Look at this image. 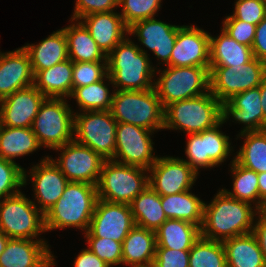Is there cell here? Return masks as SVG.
Listing matches in <instances>:
<instances>
[{
	"mask_svg": "<svg viewBox=\"0 0 266 267\" xmlns=\"http://www.w3.org/2000/svg\"><path fill=\"white\" fill-rule=\"evenodd\" d=\"M162 0H119L123 22L127 27L133 23L154 18L161 7Z\"/></svg>",
	"mask_w": 266,
	"mask_h": 267,
	"instance_id": "f35d334b",
	"label": "cell"
},
{
	"mask_svg": "<svg viewBox=\"0 0 266 267\" xmlns=\"http://www.w3.org/2000/svg\"><path fill=\"white\" fill-rule=\"evenodd\" d=\"M65 98H46L36 115L32 131L41 147L56 149L74 139V111Z\"/></svg>",
	"mask_w": 266,
	"mask_h": 267,
	"instance_id": "ba28073f",
	"label": "cell"
},
{
	"mask_svg": "<svg viewBox=\"0 0 266 267\" xmlns=\"http://www.w3.org/2000/svg\"><path fill=\"white\" fill-rule=\"evenodd\" d=\"M117 121L110 110L85 111L74 114V140L113 160L116 149Z\"/></svg>",
	"mask_w": 266,
	"mask_h": 267,
	"instance_id": "30bf717a",
	"label": "cell"
},
{
	"mask_svg": "<svg viewBox=\"0 0 266 267\" xmlns=\"http://www.w3.org/2000/svg\"><path fill=\"white\" fill-rule=\"evenodd\" d=\"M239 137H245L243 146L234 160L243 167L257 173L266 172V130L243 132Z\"/></svg>",
	"mask_w": 266,
	"mask_h": 267,
	"instance_id": "e575fe53",
	"label": "cell"
},
{
	"mask_svg": "<svg viewBox=\"0 0 266 267\" xmlns=\"http://www.w3.org/2000/svg\"><path fill=\"white\" fill-rule=\"evenodd\" d=\"M222 29L238 43L252 47L256 25L236 18H225Z\"/></svg>",
	"mask_w": 266,
	"mask_h": 267,
	"instance_id": "ee69618b",
	"label": "cell"
},
{
	"mask_svg": "<svg viewBox=\"0 0 266 267\" xmlns=\"http://www.w3.org/2000/svg\"><path fill=\"white\" fill-rule=\"evenodd\" d=\"M231 173L233 174V190L222 188L234 199L252 204L260 211L259 179L258 173L238 164L233 157L231 162Z\"/></svg>",
	"mask_w": 266,
	"mask_h": 267,
	"instance_id": "8d00e7d4",
	"label": "cell"
},
{
	"mask_svg": "<svg viewBox=\"0 0 266 267\" xmlns=\"http://www.w3.org/2000/svg\"><path fill=\"white\" fill-rule=\"evenodd\" d=\"M157 247L174 250H190L200 237V228L190 222L167 219L155 231Z\"/></svg>",
	"mask_w": 266,
	"mask_h": 267,
	"instance_id": "4dcf8cb0",
	"label": "cell"
},
{
	"mask_svg": "<svg viewBox=\"0 0 266 267\" xmlns=\"http://www.w3.org/2000/svg\"><path fill=\"white\" fill-rule=\"evenodd\" d=\"M222 121V104L211 93L170 103L164 108L163 129L187 134L214 128Z\"/></svg>",
	"mask_w": 266,
	"mask_h": 267,
	"instance_id": "277c9868",
	"label": "cell"
},
{
	"mask_svg": "<svg viewBox=\"0 0 266 267\" xmlns=\"http://www.w3.org/2000/svg\"><path fill=\"white\" fill-rule=\"evenodd\" d=\"M204 204L205 202L190 190L161 196V205L167 219L184 220L199 228L203 222Z\"/></svg>",
	"mask_w": 266,
	"mask_h": 267,
	"instance_id": "1f68e13d",
	"label": "cell"
},
{
	"mask_svg": "<svg viewBox=\"0 0 266 267\" xmlns=\"http://www.w3.org/2000/svg\"><path fill=\"white\" fill-rule=\"evenodd\" d=\"M260 88L261 105L263 108V130H266V74L262 80Z\"/></svg>",
	"mask_w": 266,
	"mask_h": 267,
	"instance_id": "816d5d0a",
	"label": "cell"
},
{
	"mask_svg": "<svg viewBox=\"0 0 266 267\" xmlns=\"http://www.w3.org/2000/svg\"><path fill=\"white\" fill-rule=\"evenodd\" d=\"M149 267H156L153 263Z\"/></svg>",
	"mask_w": 266,
	"mask_h": 267,
	"instance_id": "11a10c76",
	"label": "cell"
},
{
	"mask_svg": "<svg viewBox=\"0 0 266 267\" xmlns=\"http://www.w3.org/2000/svg\"><path fill=\"white\" fill-rule=\"evenodd\" d=\"M227 267H266V261L255 235L235 236L222 242Z\"/></svg>",
	"mask_w": 266,
	"mask_h": 267,
	"instance_id": "f546056e",
	"label": "cell"
},
{
	"mask_svg": "<svg viewBox=\"0 0 266 267\" xmlns=\"http://www.w3.org/2000/svg\"><path fill=\"white\" fill-rule=\"evenodd\" d=\"M73 24L65 26L68 56L73 62L107 61V56L91 37L89 30L80 20H70ZM75 21V23H74Z\"/></svg>",
	"mask_w": 266,
	"mask_h": 267,
	"instance_id": "83f0119b",
	"label": "cell"
},
{
	"mask_svg": "<svg viewBox=\"0 0 266 267\" xmlns=\"http://www.w3.org/2000/svg\"><path fill=\"white\" fill-rule=\"evenodd\" d=\"M40 148L32 128L0 125V158L15 162L16 157L28 155Z\"/></svg>",
	"mask_w": 266,
	"mask_h": 267,
	"instance_id": "836d02e7",
	"label": "cell"
},
{
	"mask_svg": "<svg viewBox=\"0 0 266 267\" xmlns=\"http://www.w3.org/2000/svg\"><path fill=\"white\" fill-rule=\"evenodd\" d=\"M135 224L156 231L167 216L161 205V196L151 187H147L129 204Z\"/></svg>",
	"mask_w": 266,
	"mask_h": 267,
	"instance_id": "d6a6232c",
	"label": "cell"
},
{
	"mask_svg": "<svg viewBox=\"0 0 266 267\" xmlns=\"http://www.w3.org/2000/svg\"><path fill=\"white\" fill-rule=\"evenodd\" d=\"M258 213L252 204L234 199L221 189L208 205L204 204L200 236L223 242L251 233Z\"/></svg>",
	"mask_w": 266,
	"mask_h": 267,
	"instance_id": "6da1fadb",
	"label": "cell"
},
{
	"mask_svg": "<svg viewBox=\"0 0 266 267\" xmlns=\"http://www.w3.org/2000/svg\"><path fill=\"white\" fill-rule=\"evenodd\" d=\"M147 51L126 37L107 55V74L114 90H148L156 68L151 65ZM117 88V89H116Z\"/></svg>",
	"mask_w": 266,
	"mask_h": 267,
	"instance_id": "7a4b0ae2",
	"label": "cell"
},
{
	"mask_svg": "<svg viewBox=\"0 0 266 267\" xmlns=\"http://www.w3.org/2000/svg\"><path fill=\"white\" fill-rule=\"evenodd\" d=\"M153 264L156 267H189V250L156 248Z\"/></svg>",
	"mask_w": 266,
	"mask_h": 267,
	"instance_id": "bcb514c9",
	"label": "cell"
},
{
	"mask_svg": "<svg viewBox=\"0 0 266 267\" xmlns=\"http://www.w3.org/2000/svg\"><path fill=\"white\" fill-rule=\"evenodd\" d=\"M153 133L154 131L140 126L117 123L116 149L113 160L148 170L158 158L153 154L154 143L151 139Z\"/></svg>",
	"mask_w": 266,
	"mask_h": 267,
	"instance_id": "5bb4252c",
	"label": "cell"
},
{
	"mask_svg": "<svg viewBox=\"0 0 266 267\" xmlns=\"http://www.w3.org/2000/svg\"><path fill=\"white\" fill-rule=\"evenodd\" d=\"M251 48L254 58L266 63V17L256 26Z\"/></svg>",
	"mask_w": 266,
	"mask_h": 267,
	"instance_id": "7dc6e473",
	"label": "cell"
},
{
	"mask_svg": "<svg viewBox=\"0 0 266 267\" xmlns=\"http://www.w3.org/2000/svg\"><path fill=\"white\" fill-rule=\"evenodd\" d=\"M252 233L258 241L266 261V218L260 212L258 213L257 221L254 223Z\"/></svg>",
	"mask_w": 266,
	"mask_h": 267,
	"instance_id": "681fc988",
	"label": "cell"
},
{
	"mask_svg": "<svg viewBox=\"0 0 266 267\" xmlns=\"http://www.w3.org/2000/svg\"><path fill=\"white\" fill-rule=\"evenodd\" d=\"M40 163L30 168L29 175L24 169V187L30 176L34 189V201L37 208L45 214L61 197L69 183L65 175L49 156L40 159Z\"/></svg>",
	"mask_w": 266,
	"mask_h": 267,
	"instance_id": "e0dca14e",
	"label": "cell"
},
{
	"mask_svg": "<svg viewBox=\"0 0 266 267\" xmlns=\"http://www.w3.org/2000/svg\"><path fill=\"white\" fill-rule=\"evenodd\" d=\"M155 231L135 225L122 242V264L149 267L156 254Z\"/></svg>",
	"mask_w": 266,
	"mask_h": 267,
	"instance_id": "d4e9b609",
	"label": "cell"
},
{
	"mask_svg": "<svg viewBox=\"0 0 266 267\" xmlns=\"http://www.w3.org/2000/svg\"><path fill=\"white\" fill-rule=\"evenodd\" d=\"M210 33L196 26L183 25L177 33L169 66L210 67Z\"/></svg>",
	"mask_w": 266,
	"mask_h": 267,
	"instance_id": "ac0fdd59",
	"label": "cell"
},
{
	"mask_svg": "<svg viewBox=\"0 0 266 267\" xmlns=\"http://www.w3.org/2000/svg\"><path fill=\"white\" fill-rule=\"evenodd\" d=\"M182 26L171 25L155 18L144 19L128 27V35L138 37L141 45L151 50L161 63L169 66L178 30Z\"/></svg>",
	"mask_w": 266,
	"mask_h": 267,
	"instance_id": "ffe728a7",
	"label": "cell"
},
{
	"mask_svg": "<svg viewBox=\"0 0 266 267\" xmlns=\"http://www.w3.org/2000/svg\"><path fill=\"white\" fill-rule=\"evenodd\" d=\"M54 150L61 154L58 159L50 158L69 182L97 185L106 161L101 155L74 139Z\"/></svg>",
	"mask_w": 266,
	"mask_h": 267,
	"instance_id": "4fadbf2b",
	"label": "cell"
},
{
	"mask_svg": "<svg viewBox=\"0 0 266 267\" xmlns=\"http://www.w3.org/2000/svg\"><path fill=\"white\" fill-rule=\"evenodd\" d=\"M44 239L9 238L0 255V267H53L54 255Z\"/></svg>",
	"mask_w": 266,
	"mask_h": 267,
	"instance_id": "44dd1931",
	"label": "cell"
},
{
	"mask_svg": "<svg viewBox=\"0 0 266 267\" xmlns=\"http://www.w3.org/2000/svg\"><path fill=\"white\" fill-rule=\"evenodd\" d=\"M107 75V61L73 62V88L87 86L102 80Z\"/></svg>",
	"mask_w": 266,
	"mask_h": 267,
	"instance_id": "b9f144b4",
	"label": "cell"
},
{
	"mask_svg": "<svg viewBox=\"0 0 266 267\" xmlns=\"http://www.w3.org/2000/svg\"><path fill=\"white\" fill-rule=\"evenodd\" d=\"M8 239L9 238L2 231H0V255L4 251Z\"/></svg>",
	"mask_w": 266,
	"mask_h": 267,
	"instance_id": "f5cc1de1",
	"label": "cell"
},
{
	"mask_svg": "<svg viewBox=\"0 0 266 267\" xmlns=\"http://www.w3.org/2000/svg\"><path fill=\"white\" fill-rule=\"evenodd\" d=\"M80 20L106 56L126 37V34L128 35V27L116 11L93 13Z\"/></svg>",
	"mask_w": 266,
	"mask_h": 267,
	"instance_id": "cb8c5ba5",
	"label": "cell"
},
{
	"mask_svg": "<svg viewBox=\"0 0 266 267\" xmlns=\"http://www.w3.org/2000/svg\"><path fill=\"white\" fill-rule=\"evenodd\" d=\"M119 7V0H76L71 19L80 20L93 13L115 11Z\"/></svg>",
	"mask_w": 266,
	"mask_h": 267,
	"instance_id": "f6af8a7d",
	"label": "cell"
},
{
	"mask_svg": "<svg viewBox=\"0 0 266 267\" xmlns=\"http://www.w3.org/2000/svg\"><path fill=\"white\" fill-rule=\"evenodd\" d=\"M259 179V197H260V210L263 207V204L266 202V172L258 173Z\"/></svg>",
	"mask_w": 266,
	"mask_h": 267,
	"instance_id": "f907efd6",
	"label": "cell"
},
{
	"mask_svg": "<svg viewBox=\"0 0 266 267\" xmlns=\"http://www.w3.org/2000/svg\"><path fill=\"white\" fill-rule=\"evenodd\" d=\"M74 267H110L96 256L89 248L84 249L74 260Z\"/></svg>",
	"mask_w": 266,
	"mask_h": 267,
	"instance_id": "c3c4849f",
	"label": "cell"
},
{
	"mask_svg": "<svg viewBox=\"0 0 266 267\" xmlns=\"http://www.w3.org/2000/svg\"><path fill=\"white\" fill-rule=\"evenodd\" d=\"M73 61L67 59L34 75V86L46 98H70L73 91Z\"/></svg>",
	"mask_w": 266,
	"mask_h": 267,
	"instance_id": "4316f807",
	"label": "cell"
},
{
	"mask_svg": "<svg viewBox=\"0 0 266 267\" xmlns=\"http://www.w3.org/2000/svg\"><path fill=\"white\" fill-rule=\"evenodd\" d=\"M233 15L225 18H236L258 25L266 17V5L261 0H236Z\"/></svg>",
	"mask_w": 266,
	"mask_h": 267,
	"instance_id": "7bdbcfd3",
	"label": "cell"
},
{
	"mask_svg": "<svg viewBox=\"0 0 266 267\" xmlns=\"http://www.w3.org/2000/svg\"><path fill=\"white\" fill-rule=\"evenodd\" d=\"M31 85H34V75L27 51L21 47L0 52V100Z\"/></svg>",
	"mask_w": 266,
	"mask_h": 267,
	"instance_id": "7402d4cb",
	"label": "cell"
},
{
	"mask_svg": "<svg viewBox=\"0 0 266 267\" xmlns=\"http://www.w3.org/2000/svg\"><path fill=\"white\" fill-rule=\"evenodd\" d=\"M130 206L97 199L88 231L94 237L123 242L135 226Z\"/></svg>",
	"mask_w": 266,
	"mask_h": 267,
	"instance_id": "2e32d148",
	"label": "cell"
},
{
	"mask_svg": "<svg viewBox=\"0 0 266 267\" xmlns=\"http://www.w3.org/2000/svg\"><path fill=\"white\" fill-rule=\"evenodd\" d=\"M260 88H253L234 95L222 103V122L232 117L236 122L246 125L243 132L263 130V108L261 105Z\"/></svg>",
	"mask_w": 266,
	"mask_h": 267,
	"instance_id": "603a6c76",
	"label": "cell"
},
{
	"mask_svg": "<svg viewBox=\"0 0 266 267\" xmlns=\"http://www.w3.org/2000/svg\"><path fill=\"white\" fill-rule=\"evenodd\" d=\"M105 81L112 84V80L107 74L96 83L73 88L70 97L75 99L80 112L110 110L114 91L110 93Z\"/></svg>",
	"mask_w": 266,
	"mask_h": 267,
	"instance_id": "d590c367",
	"label": "cell"
},
{
	"mask_svg": "<svg viewBox=\"0 0 266 267\" xmlns=\"http://www.w3.org/2000/svg\"><path fill=\"white\" fill-rule=\"evenodd\" d=\"M22 47L30 57L33 75L69 59L67 39L63 28L54 31L36 45L27 43Z\"/></svg>",
	"mask_w": 266,
	"mask_h": 267,
	"instance_id": "484cf974",
	"label": "cell"
},
{
	"mask_svg": "<svg viewBox=\"0 0 266 267\" xmlns=\"http://www.w3.org/2000/svg\"><path fill=\"white\" fill-rule=\"evenodd\" d=\"M224 124L222 121L214 128L200 133L188 134L185 154L183 159L197 174L200 168H213L226 161V158L233 151L229 136L222 133L219 127ZM231 146V147H230Z\"/></svg>",
	"mask_w": 266,
	"mask_h": 267,
	"instance_id": "7c38bea8",
	"label": "cell"
},
{
	"mask_svg": "<svg viewBox=\"0 0 266 267\" xmlns=\"http://www.w3.org/2000/svg\"><path fill=\"white\" fill-rule=\"evenodd\" d=\"M210 92L222 104L234 95L261 85L266 63L254 58L238 66H210Z\"/></svg>",
	"mask_w": 266,
	"mask_h": 267,
	"instance_id": "8fae6325",
	"label": "cell"
},
{
	"mask_svg": "<svg viewBox=\"0 0 266 267\" xmlns=\"http://www.w3.org/2000/svg\"><path fill=\"white\" fill-rule=\"evenodd\" d=\"M145 174H149L145 168L106 160L96 185L98 199L129 205L149 186Z\"/></svg>",
	"mask_w": 266,
	"mask_h": 267,
	"instance_id": "8992f818",
	"label": "cell"
},
{
	"mask_svg": "<svg viewBox=\"0 0 266 267\" xmlns=\"http://www.w3.org/2000/svg\"><path fill=\"white\" fill-rule=\"evenodd\" d=\"M149 187L160 196L191 190L198 174L183 160L176 157H158L148 169Z\"/></svg>",
	"mask_w": 266,
	"mask_h": 267,
	"instance_id": "9a60e30c",
	"label": "cell"
},
{
	"mask_svg": "<svg viewBox=\"0 0 266 267\" xmlns=\"http://www.w3.org/2000/svg\"><path fill=\"white\" fill-rule=\"evenodd\" d=\"M0 231L8 238L37 239L46 232L44 214L20 191L0 201Z\"/></svg>",
	"mask_w": 266,
	"mask_h": 267,
	"instance_id": "9c48e42d",
	"label": "cell"
},
{
	"mask_svg": "<svg viewBox=\"0 0 266 267\" xmlns=\"http://www.w3.org/2000/svg\"><path fill=\"white\" fill-rule=\"evenodd\" d=\"M210 66H238L254 59L252 48L238 43L221 29L219 36L210 34Z\"/></svg>",
	"mask_w": 266,
	"mask_h": 267,
	"instance_id": "f1b7e54d",
	"label": "cell"
},
{
	"mask_svg": "<svg viewBox=\"0 0 266 267\" xmlns=\"http://www.w3.org/2000/svg\"><path fill=\"white\" fill-rule=\"evenodd\" d=\"M24 186V168L0 158V201L20 192Z\"/></svg>",
	"mask_w": 266,
	"mask_h": 267,
	"instance_id": "ab89813d",
	"label": "cell"
},
{
	"mask_svg": "<svg viewBox=\"0 0 266 267\" xmlns=\"http://www.w3.org/2000/svg\"><path fill=\"white\" fill-rule=\"evenodd\" d=\"M110 112L117 123L158 131L164 127V108L155 88L114 90Z\"/></svg>",
	"mask_w": 266,
	"mask_h": 267,
	"instance_id": "5b68a950",
	"label": "cell"
},
{
	"mask_svg": "<svg viewBox=\"0 0 266 267\" xmlns=\"http://www.w3.org/2000/svg\"><path fill=\"white\" fill-rule=\"evenodd\" d=\"M189 267H227L223 243L200 236L189 250Z\"/></svg>",
	"mask_w": 266,
	"mask_h": 267,
	"instance_id": "74e56055",
	"label": "cell"
},
{
	"mask_svg": "<svg viewBox=\"0 0 266 267\" xmlns=\"http://www.w3.org/2000/svg\"><path fill=\"white\" fill-rule=\"evenodd\" d=\"M154 81L162 107L210 92V68L167 66Z\"/></svg>",
	"mask_w": 266,
	"mask_h": 267,
	"instance_id": "52a82bcc",
	"label": "cell"
},
{
	"mask_svg": "<svg viewBox=\"0 0 266 267\" xmlns=\"http://www.w3.org/2000/svg\"><path fill=\"white\" fill-rule=\"evenodd\" d=\"M88 248L110 267L122 264V243L109 238L94 237L89 231L85 233Z\"/></svg>",
	"mask_w": 266,
	"mask_h": 267,
	"instance_id": "60d3db41",
	"label": "cell"
},
{
	"mask_svg": "<svg viewBox=\"0 0 266 267\" xmlns=\"http://www.w3.org/2000/svg\"><path fill=\"white\" fill-rule=\"evenodd\" d=\"M259 212L266 218V202L263 204V207Z\"/></svg>",
	"mask_w": 266,
	"mask_h": 267,
	"instance_id": "db71d44e",
	"label": "cell"
},
{
	"mask_svg": "<svg viewBox=\"0 0 266 267\" xmlns=\"http://www.w3.org/2000/svg\"><path fill=\"white\" fill-rule=\"evenodd\" d=\"M97 199L96 185L69 182L62 197L44 214L45 231L75 227L86 233Z\"/></svg>",
	"mask_w": 266,
	"mask_h": 267,
	"instance_id": "3957f363",
	"label": "cell"
},
{
	"mask_svg": "<svg viewBox=\"0 0 266 267\" xmlns=\"http://www.w3.org/2000/svg\"><path fill=\"white\" fill-rule=\"evenodd\" d=\"M46 97L34 86L17 90L0 100V125L31 128Z\"/></svg>",
	"mask_w": 266,
	"mask_h": 267,
	"instance_id": "d6986e66",
	"label": "cell"
}]
</instances>
